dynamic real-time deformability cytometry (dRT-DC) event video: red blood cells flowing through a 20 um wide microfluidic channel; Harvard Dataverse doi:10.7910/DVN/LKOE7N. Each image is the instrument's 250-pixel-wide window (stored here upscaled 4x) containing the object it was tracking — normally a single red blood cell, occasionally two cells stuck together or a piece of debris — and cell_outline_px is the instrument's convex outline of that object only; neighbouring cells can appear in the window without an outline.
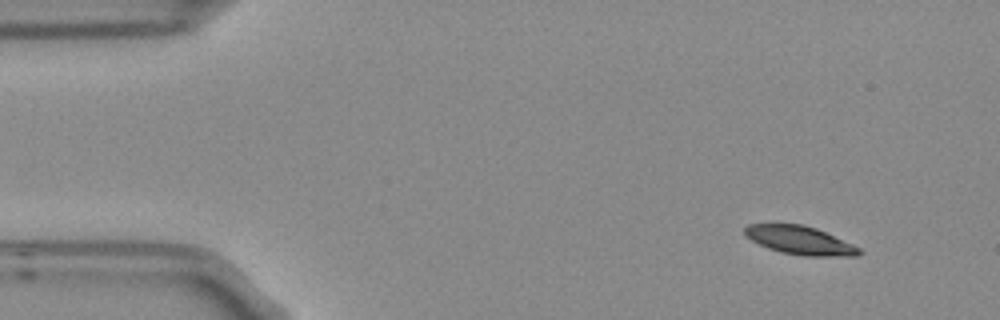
{"species": "Egyptian fruit bat (a non-hibernating species)", "species_latin": "Rousettus aegyptiacus", "temperature_condition": "room temperature", "stored_images_in_passage": 5, "camera_frame_rate_fps": 3000, "um_per_image_px": 0.085, "frame": {"image": 1, "passage_image": 1, "time_ms": 0.0, "image_size_px": [1000, 320], "cell_outline_px": [[864, 252], [856, 256], [804, 256], [780, 252], [768, 248], [752, 240], [744, 232], [744, 228], [748, 224], [800, 224], [816, 228], [852, 244], [860, 248]], "centroid_in_image_um": [68.01, 20.43], "position_along_channel_um": 17.0, "area_um2": 18.79}}
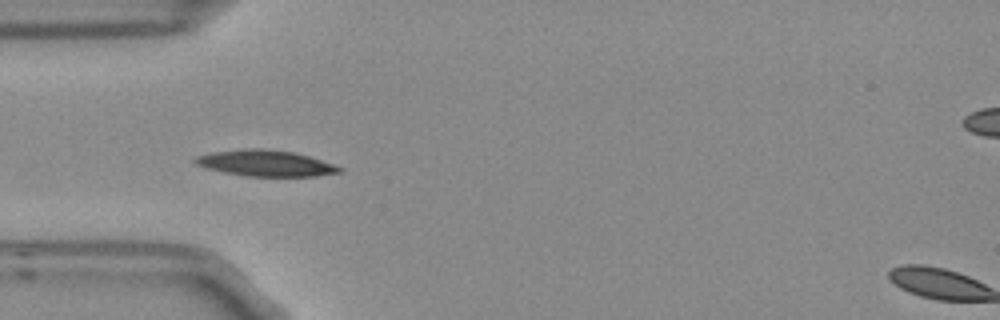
{"frame": {"image": 2, "passage_image": 4, "time_ms": 1.0, "image_size_px": [1000, 320], "cell_outline_px": [[344, 172], [316, 176], [244, 176], [204, 168], [196, 164], [192, 160], [196, 156], [212, 152], [240, 148], [264, 148], [296, 152], [344, 168]], "centroid_in_image_um": [22.55, 13.86], "position_along_channel_um": 62.5, "area_um2": 22.2}}
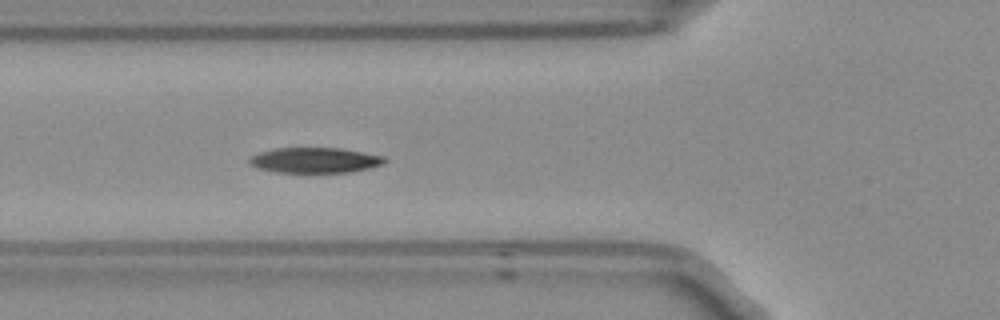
{"frame": {"image": 3, "passage_image": 5, "time_ms": 1.333, "image_size_px": [1000, 320], "cell_outline_px": [[388, 160], [384, 164], [368, 168], [348, 172], [276, 172], [256, 168], [248, 164], [248, 160], [252, 156], [260, 152], [276, 148], [340, 148], [364, 152], [384, 156]], "centroid_in_image_um": [26.76, 13.62], "position_along_channel_um": 99.0, "area_um2": 20.0}}